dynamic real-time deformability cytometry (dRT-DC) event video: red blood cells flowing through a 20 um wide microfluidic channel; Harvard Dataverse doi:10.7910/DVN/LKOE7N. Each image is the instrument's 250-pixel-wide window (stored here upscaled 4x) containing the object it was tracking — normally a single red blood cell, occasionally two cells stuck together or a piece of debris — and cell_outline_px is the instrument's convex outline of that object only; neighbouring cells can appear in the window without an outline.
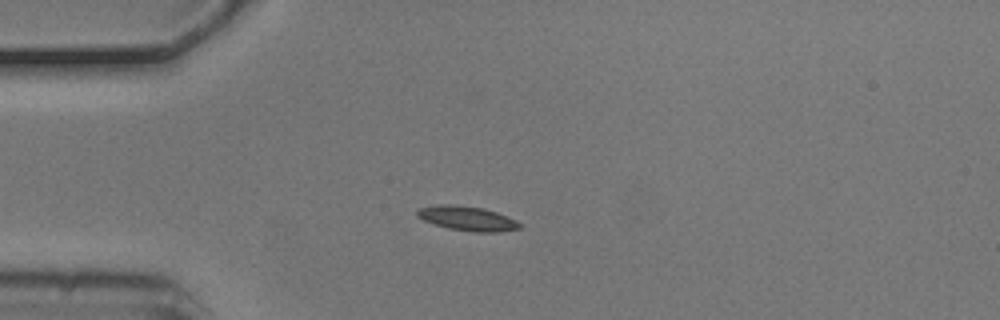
{"species": "common noctule bat (a hibernating species)", "species_latin": "Nyctalus noctula", "temperature_condition": "cold", "stored_images_in_passage": 5, "camera_frame_rate_fps": 3000, "um_per_image_px": 0.085, "animal": {"sex": "male", "body_mass_g": 20.5, "forearm_length_mm": 52.5}, "frame": {"image": 1, "passage_image": 3, "time_ms": 0.667, "image_size_px": [1000, 320], "cell_outline_px": [[520, 228], [496, 232], [472, 232], [448, 228], [424, 220], [416, 216], [416, 212], [420, 208], [440, 204], [448, 204], [484, 208], [496, 212], [516, 220], [520, 224]], "centroid_in_image_um": [39.71, 18.57], "position_along_channel_um": 45.3, "area_um2": 14.39}}
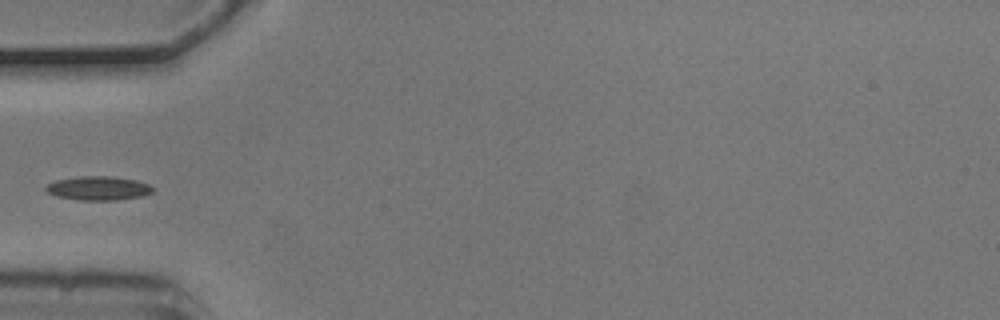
{"frame": {"image": 2, "passage_image": 4, "time_ms": 1.0, "image_size_px": [1000, 320], "cell_outline_px": [[156, 188], [152, 192], [144, 196], [116, 200], [76, 200], [56, 196], [48, 192], [44, 188], [48, 184], [56, 180], [80, 176], [112, 176], [136, 180], [148, 184]], "centroid_in_image_um": [8.38, 16.0], "position_along_channel_um": 76.6, "area_um2": 15.03}}